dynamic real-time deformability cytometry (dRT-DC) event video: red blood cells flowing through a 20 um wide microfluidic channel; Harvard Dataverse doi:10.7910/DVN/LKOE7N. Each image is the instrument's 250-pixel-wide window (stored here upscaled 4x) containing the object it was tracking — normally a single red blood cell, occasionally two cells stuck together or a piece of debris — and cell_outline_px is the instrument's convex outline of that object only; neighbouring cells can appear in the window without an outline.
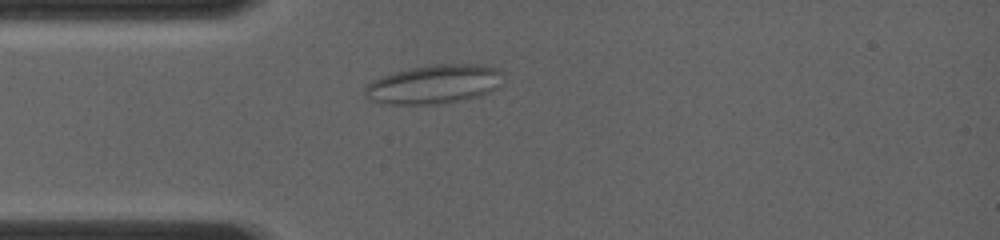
{"species": "common noctule bat (a hibernating species)", "species_latin": "Nyctalus noctula", "temperature_condition": "room temperature", "stored_images_in_passage": 3, "camera_frame_rate_fps": 4000, "um_per_image_px": 0.085, "animal": {"sex": "female", "body_mass_g": 19.0, "forearm_length_mm": 56.7}, "frame": {"image": 1, "passage_image": 3, "time_ms": 2.25, "image_size_px": [1000, 240], "cell_outline_px": [[504, 72], [496, 88], [480, 96], [464, 100], [436, 104], [380, 104], [368, 100], [364, 96], [364, 84], [380, 76], [412, 68], [432, 64], [480, 64], [496, 68]], "centroid_in_image_um": [36.83, 7.17], "position_along_channel_um": 48.2, "area_um2": 31.67}}